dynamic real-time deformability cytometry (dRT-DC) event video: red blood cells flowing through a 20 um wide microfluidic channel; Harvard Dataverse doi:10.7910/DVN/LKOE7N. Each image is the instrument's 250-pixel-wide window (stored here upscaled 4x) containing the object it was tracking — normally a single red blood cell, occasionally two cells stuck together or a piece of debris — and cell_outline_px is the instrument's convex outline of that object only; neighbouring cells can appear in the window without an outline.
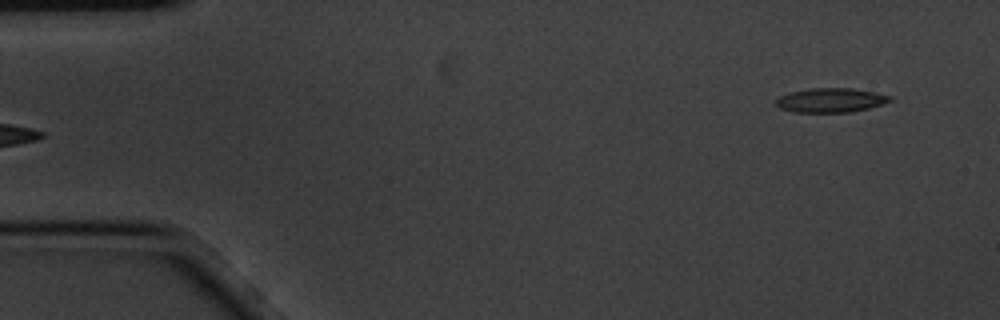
{"species": "common noctule bat (a hibernating species)", "species_latin": "Nyctalus noctula", "temperature_condition": "cold", "stored_images_in_passage": 5, "camera_frame_rate_fps": 3000, "um_per_image_px": 0.085, "animal": {"sex": "male", "body_mass_g": 20.1, "forearm_length_mm": 53.5}, "frame": {"image": 1, "passage_image": 5, "time_ms": 1.333, "image_size_px": [1000, 320], "cell_outline_px": [[892, 100], [868, 108], [848, 112], [792, 112], [780, 108], [776, 104], [776, 100], [780, 96], [792, 92], [808, 88], [852, 88], [892, 96]], "centroid_in_image_um": [70.58, 8.51], "position_along_channel_um": 14.4, "area_um2": 15.9}}